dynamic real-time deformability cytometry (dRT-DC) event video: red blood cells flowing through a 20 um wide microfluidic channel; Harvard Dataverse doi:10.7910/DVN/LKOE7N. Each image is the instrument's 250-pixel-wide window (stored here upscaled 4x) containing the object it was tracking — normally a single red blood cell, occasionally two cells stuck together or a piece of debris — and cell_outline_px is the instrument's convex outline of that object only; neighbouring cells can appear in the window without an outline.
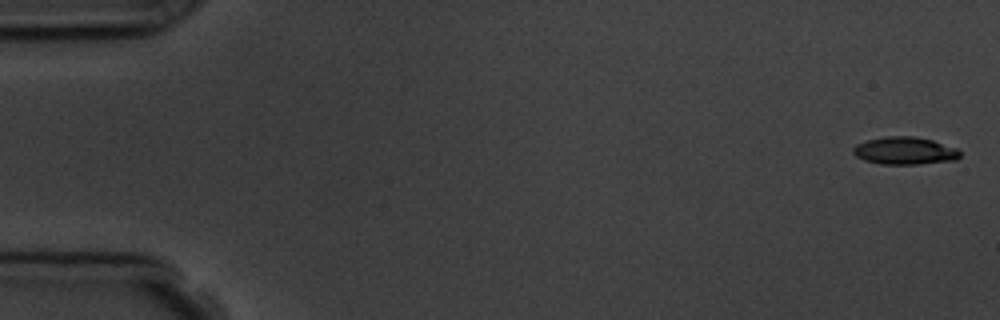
{"species": "common noctule bat (a hibernating species)", "species_latin": "Nyctalus noctula", "temperature_condition": "room temperature", "stored_images_in_passage": 4, "segment_of_instrument_passage": [2, 2], "camera_frame_rate_fps": 3000, "um_per_image_px": 0.085, "animal": {"sex": "male", "body_mass_g": 19.5, "forearm_length_mm": 54.6}, "frame": {"image": 1, "passage_image": 4, "time_ms": 3.667, "image_size_px": [1000, 320], "cell_outline_px": [[960, 156], [956, 160], [920, 164], [880, 164], [864, 160], [856, 156], [852, 152], [852, 148], [856, 144], [868, 140], [884, 136], [916, 136], [932, 140], [956, 148], [960, 152]], "centroid_in_image_um": [76.89, 12.81], "position_along_channel_um": 8.1, "area_um2": 17.22}}